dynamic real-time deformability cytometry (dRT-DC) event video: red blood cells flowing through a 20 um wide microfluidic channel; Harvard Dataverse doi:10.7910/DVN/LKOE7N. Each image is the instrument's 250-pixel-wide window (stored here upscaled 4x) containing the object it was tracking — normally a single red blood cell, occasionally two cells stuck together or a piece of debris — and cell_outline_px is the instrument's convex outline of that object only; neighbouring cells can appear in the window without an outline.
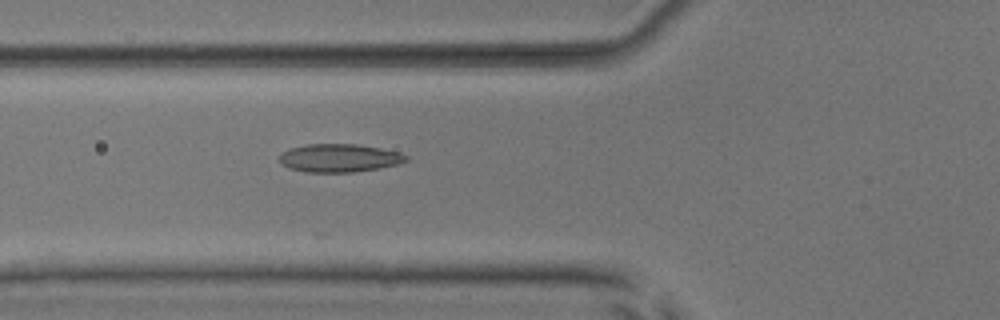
{"species": "common noctule bat (a hibernating species)", "species_latin": "Nyctalus noctula", "temperature_condition": "room temperature", "stored_images_in_passage": 17, "camera_frame_rate_fps": 3000, "um_per_image_px": 0.085, "animal": {"sex": "male", "body_mass_g": 17.9, "forearm_length_mm": 54.2}, "frame": {"image": 1, "passage_image": 8, "time_ms": 2.333, "image_size_px": [1000, 320], "cell_outline_px": [[408, 160], [400, 164], [380, 168], [352, 172], [304, 172], [288, 168], [280, 164], [280, 152], [288, 148], [304, 144], [360, 144], [400, 152], [408, 156]], "centroid_in_image_um": [28.82, 13.42], "position_along_channel_um": 97.0, "area_um2": 21.15}}
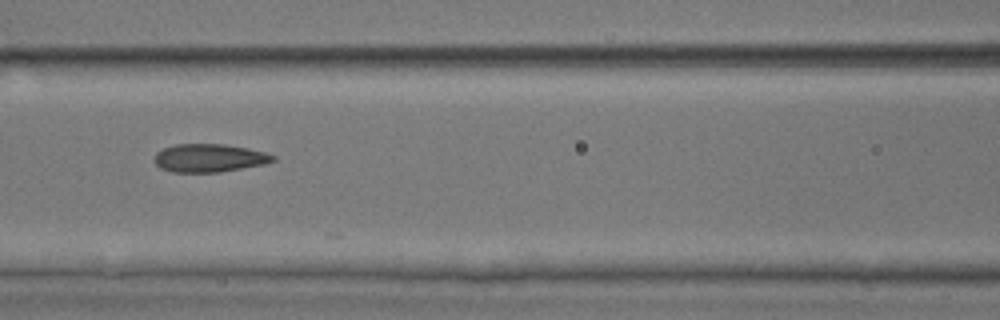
{"frame": {"image": 2, "passage_image": 12, "time_ms": 3.667, "image_size_px": [1000, 320], "cell_outline_px": [[276, 160], [264, 164], [220, 172], [172, 172], [160, 168], [152, 160], [156, 152], [164, 148], [176, 144], [224, 144], [248, 148], [264, 152], [276, 156]], "centroid_in_image_um": [17.76, 13.43], "position_along_channel_um": 148.8, "area_um2": 19.54}}